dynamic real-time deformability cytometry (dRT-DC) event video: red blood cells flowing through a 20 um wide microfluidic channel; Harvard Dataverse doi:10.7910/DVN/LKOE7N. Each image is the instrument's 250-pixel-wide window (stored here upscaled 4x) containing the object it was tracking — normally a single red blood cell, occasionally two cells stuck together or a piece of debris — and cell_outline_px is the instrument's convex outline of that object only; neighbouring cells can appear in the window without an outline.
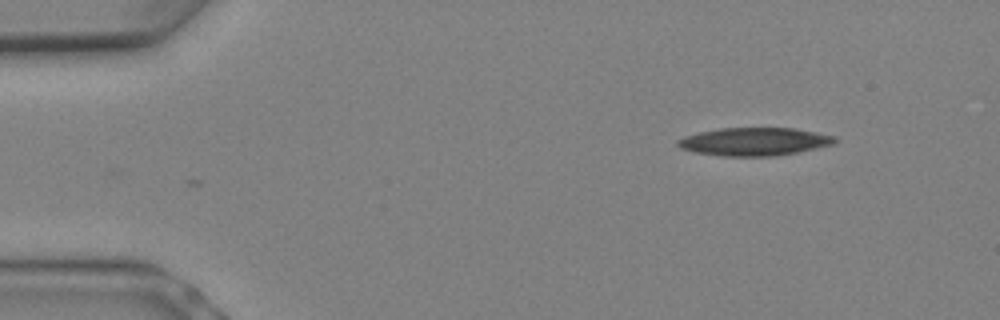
{"species": "Egyptian fruit bat (a non-hibernating species)", "species_latin": "Rousettus aegyptiacus", "temperature_condition": "warm", "stored_images_in_passage": 6, "camera_frame_rate_fps": 3000, "um_per_image_px": 0.085, "animal": {"sex": "female"}, "frame": {"image": 1, "passage_image": 1, "time_ms": 0.0, "image_size_px": [1000, 320], "cell_outline_px": [[836, 140], [832, 144], [816, 148], [776, 156], [724, 156], [696, 152], [680, 148], [676, 144], [676, 140], [684, 136], [700, 132], [720, 128], [796, 128], [836, 136]], "centroid_in_image_um": [64.1, 12.03], "position_along_channel_um": 20.9, "area_um2": 25.55}}
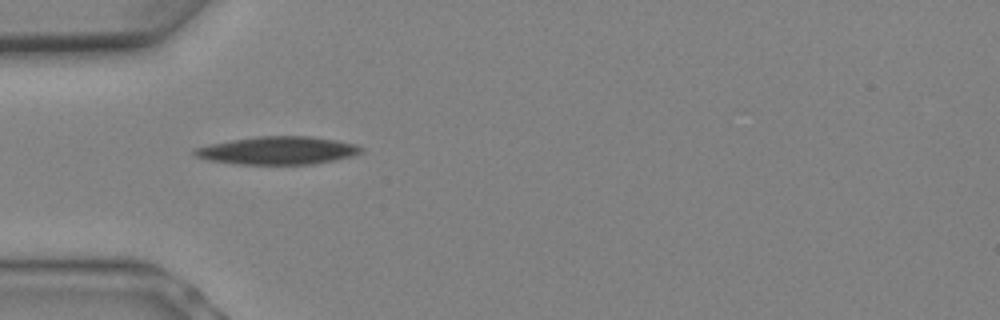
{"frame": {"image": 2, "passage_image": 5, "time_ms": 1.333, "image_size_px": [1000, 320], "cell_outline_px": [[364, 152], [352, 156], [336, 160], [312, 164], [236, 164], [208, 160], [196, 156], [192, 152], [192, 148], [232, 140], [260, 136], [308, 136], [336, 140], [356, 144], [364, 148]], "centroid_in_image_um": [23.64, 12.79], "position_along_channel_um": 61.4, "area_um2": 27.11}}